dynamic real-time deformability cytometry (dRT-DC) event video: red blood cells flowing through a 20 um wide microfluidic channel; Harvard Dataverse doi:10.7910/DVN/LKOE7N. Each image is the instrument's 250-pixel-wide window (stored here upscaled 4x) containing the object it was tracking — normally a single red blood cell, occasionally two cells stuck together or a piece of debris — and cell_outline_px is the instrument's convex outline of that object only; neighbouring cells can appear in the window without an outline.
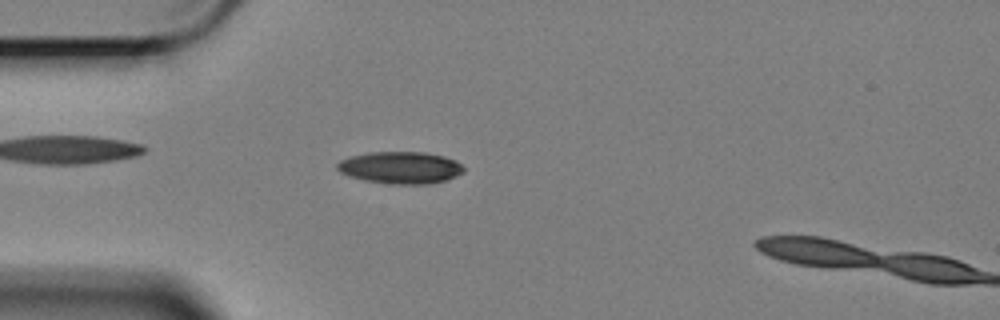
{"species": "Egyptian fruit bat (a non-hibernating species)", "species_latin": "Rousettus aegyptiacus", "temperature_condition": "cold", "stored_images_in_passage": 14, "camera_frame_rate_fps": 3000, "um_per_image_px": 0.085, "animal": {"sex": "female"}, "frame": {"image": 1, "passage_image": 12, "time_ms": 3.667, "image_size_px": [1000, 320], "cell_outline_px": [[464, 172], [456, 176], [444, 180], [428, 184], [392, 184], [364, 180], [348, 176], [340, 172], [336, 168], [336, 164], [340, 160], [348, 156], [368, 152], [424, 152], [444, 156], [456, 160], [464, 168]], "centroid_in_image_um": [34.0, 14.24], "position_along_channel_um": 51.0, "area_um2": 23.76}}